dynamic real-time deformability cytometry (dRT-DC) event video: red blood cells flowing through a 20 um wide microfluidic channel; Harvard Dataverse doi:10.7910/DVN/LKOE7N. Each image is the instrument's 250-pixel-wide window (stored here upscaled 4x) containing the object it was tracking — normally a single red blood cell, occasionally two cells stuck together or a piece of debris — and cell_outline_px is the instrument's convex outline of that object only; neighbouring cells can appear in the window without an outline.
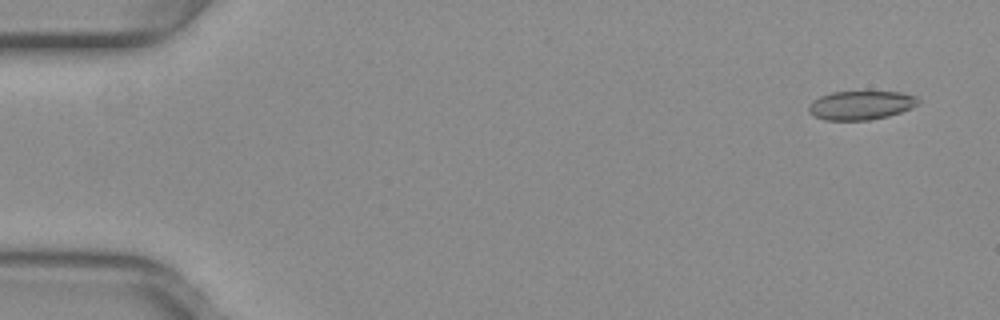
{"species": "common noctule bat (a hibernating species)", "species_latin": "Nyctalus noctula", "temperature_condition": "warm", "stored_images_in_passage": 18, "camera_frame_rate_fps": 3000, "um_per_image_px": 0.085, "animal": {"sex": "female", "body_mass_g": 29.2, "forearm_length_mm": 56.3}, "frame": {"image": 1, "passage_image": 3, "time_ms": 0.667, "image_size_px": [1000, 320], "cell_outline_px": [[920, 104], [912, 108], [888, 116], [868, 120], [824, 120], [808, 112], [808, 104], [812, 100], [820, 96], [832, 92], [900, 92], [916, 96], [920, 100]], "centroid_in_image_um": [73.18, 8.94], "position_along_channel_um": 11.8, "area_um2": 18.5}}
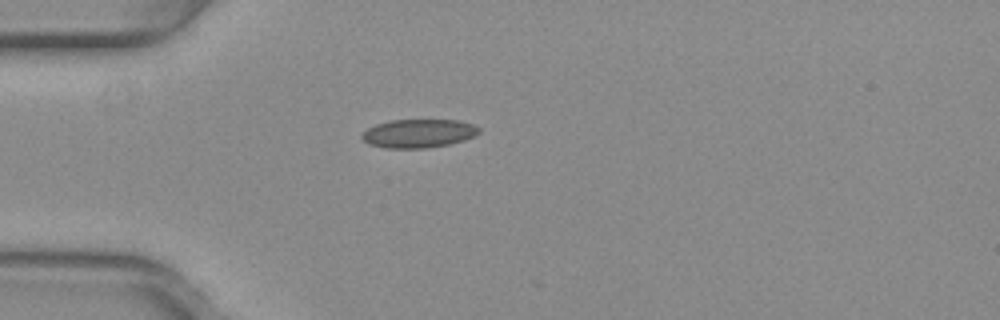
{"frame": {"image": 2, "passage_image": 15, "time_ms": 4.667, "image_size_px": [1000, 320], "cell_outline_px": [[480, 132], [476, 136], [464, 140], [448, 144], [424, 148], [388, 148], [368, 144], [360, 136], [360, 132], [376, 124], [392, 120], [460, 120], [472, 124], [480, 128]], "centroid_in_image_um": [35.57, 11.33], "position_along_channel_um": 49.4, "area_um2": 19.54}}